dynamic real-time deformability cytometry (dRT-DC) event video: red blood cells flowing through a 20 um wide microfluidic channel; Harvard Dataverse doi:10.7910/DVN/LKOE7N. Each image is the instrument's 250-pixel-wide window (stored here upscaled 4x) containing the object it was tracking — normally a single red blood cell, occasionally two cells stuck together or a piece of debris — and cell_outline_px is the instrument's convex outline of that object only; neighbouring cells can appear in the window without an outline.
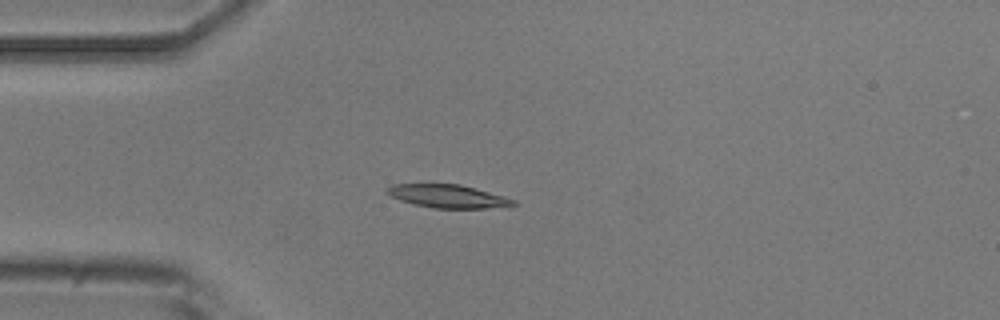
{"species": "common noctule bat (a hibernating species)", "species_latin": "Nyctalus noctula", "temperature_condition": "room temperature", "stored_images_in_passage": 6, "camera_frame_rate_fps": 3000, "um_per_image_px": 0.085, "animal": {"sex": "male", "body_mass_g": 20.5, "forearm_length_mm": 52.5}, "frame": {"image": 1, "passage_image": 3, "time_ms": 2.333, "image_size_px": [1000, 320], "cell_outline_px": [[516, 204], [488, 208], [432, 208], [412, 204], [400, 200], [392, 196], [384, 188], [392, 184], [460, 184], [476, 188], [504, 196], [516, 200]], "centroid_in_image_um": [38.05, 16.67], "position_along_channel_um": 47.0, "area_um2": 16.99}}
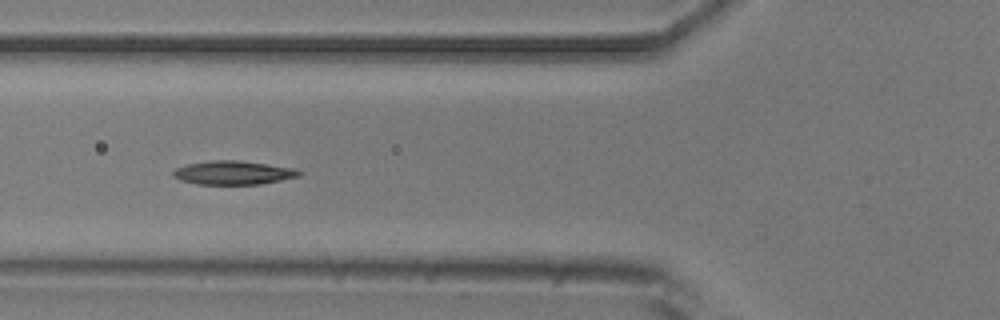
{"frame": {"image": 2, "passage_image": 5, "time_ms": 4.333, "image_size_px": [1000, 320], "cell_outline_px": [[300, 176], [260, 184], [196, 184], [180, 180], [172, 176], [172, 172], [176, 168], [188, 164], [212, 160], [236, 160], [268, 164], [296, 168], [300, 172]], "centroid_in_image_um": [19.81, 14.68], "position_along_channel_um": 106.0, "area_um2": 17.34}}
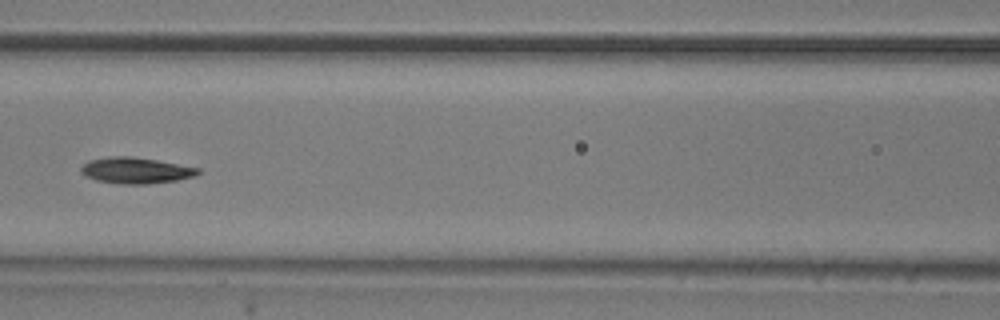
{"frame": {"image": 3, "passage_image": 6, "time_ms": 5.667, "image_size_px": [1000, 320], "cell_outline_px": [[200, 172], [196, 176], [176, 180], [148, 184], [124, 184], [96, 180], [80, 172], [80, 168], [88, 160], [108, 156], [128, 156], [156, 160], [200, 168]], "centroid_in_image_um": [11.54, 14.48], "position_along_channel_um": 155.1, "area_um2": 17.69}}